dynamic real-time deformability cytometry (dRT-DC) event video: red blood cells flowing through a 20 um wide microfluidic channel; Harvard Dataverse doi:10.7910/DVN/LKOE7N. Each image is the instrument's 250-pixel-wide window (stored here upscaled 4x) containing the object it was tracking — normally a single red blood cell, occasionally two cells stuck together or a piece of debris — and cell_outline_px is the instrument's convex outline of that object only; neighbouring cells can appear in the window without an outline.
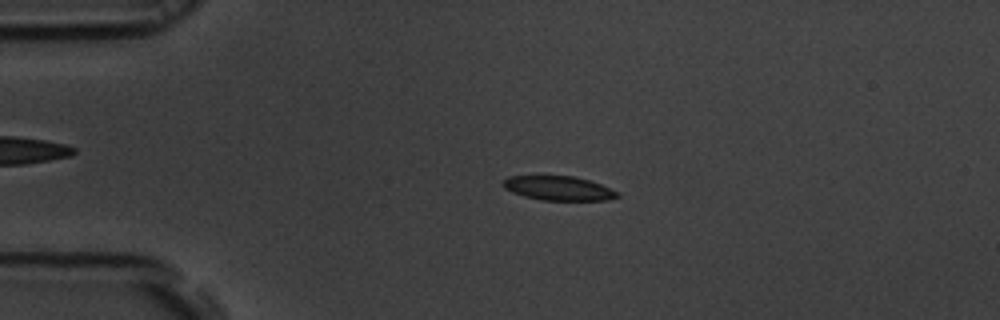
{"species": "common noctule bat (a hibernating species)", "species_latin": "Nyctalus noctula", "temperature_condition": "room temperature", "stored_images_in_passage": 51, "camera_frame_rate_fps": 3000, "um_per_image_px": 0.085, "animal": {"sex": "male", "body_mass_g": 19.5, "forearm_length_mm": 54.6}, "frame": {"image": 1, "passage_image": 8, "time_ms": 2.333, "image_size_px": [1000, 320], "cell_outline_px": [[620, 196], [608, 200], [544, 200], [524, 196], [512, 192], [504, 188], [504, 180], [508, 176], [572, 176], [588, 180], [612, 188], [620, 192]], "centroid_in_image_um": [47.52, 16.0], "position_along_channel_um": 37.5, "area_um2": 16.07}}
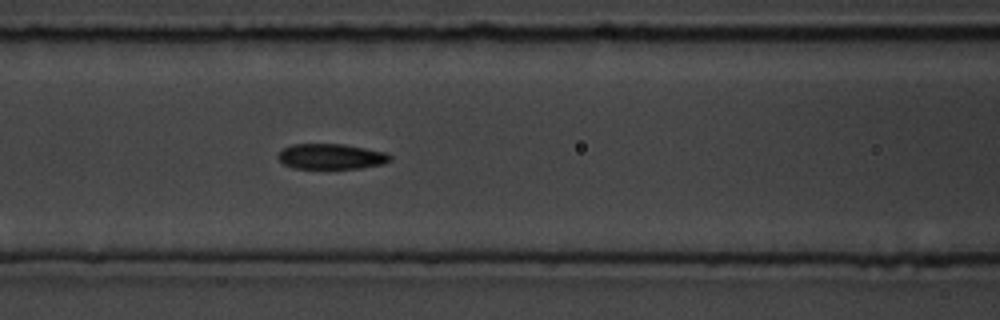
{"frame": {"image": 2, "passage_image": 19, "time_ms": 6.0, "image_size_px": [1000, 320], "cell_outline_px": [[392, 160], [384, 164], [360, 168], [292, 168], [284, 164], [276, 156], [284, 148], [292, 144], [344, 144], [388, 152], [392, 156]], "centroid_in_image_um": [28.2, 13.3], "position_along_channel_um": 138.4, "area_um2": 16.7}}
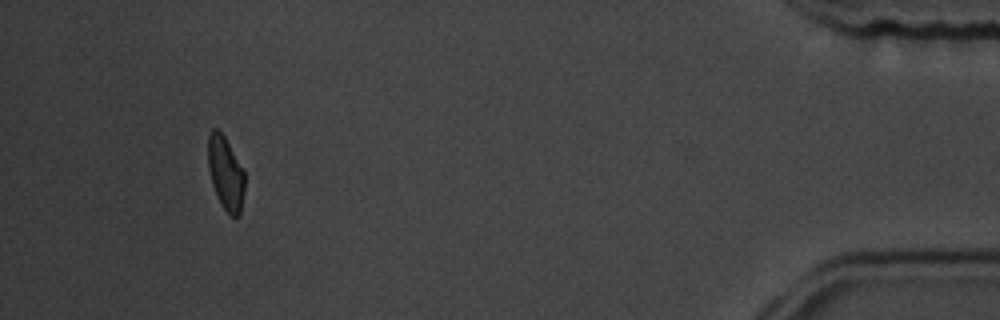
{"frame": {"image": 3, "passage_image": 47, "time_ms": 15.333, "image_size_px": [1000, 320], "cell_outline_px": [[244, 192], [240, 216], [236, 220], [224, 208], [212, 184], [208, 168], [208, 136], [212, 128], [216, 128], [224, 136], [244, 168]], "centroid_in_image_um": [19.2, 14.72], "position_along_channel_um": 416.0, "area_um2": 15.72}, "authors_computed_cell_mechanics": {"area_um2": 16.8776, "velocity_mm_per_s": 3.7114, "shape_relaxation_time_tau1_ms": 4.2912, "shape_relaxation_time_tau2_ms": 2.2206, "deformation_change_tau1": 0.1548, "deformation_change_tau2": 0.0678}}